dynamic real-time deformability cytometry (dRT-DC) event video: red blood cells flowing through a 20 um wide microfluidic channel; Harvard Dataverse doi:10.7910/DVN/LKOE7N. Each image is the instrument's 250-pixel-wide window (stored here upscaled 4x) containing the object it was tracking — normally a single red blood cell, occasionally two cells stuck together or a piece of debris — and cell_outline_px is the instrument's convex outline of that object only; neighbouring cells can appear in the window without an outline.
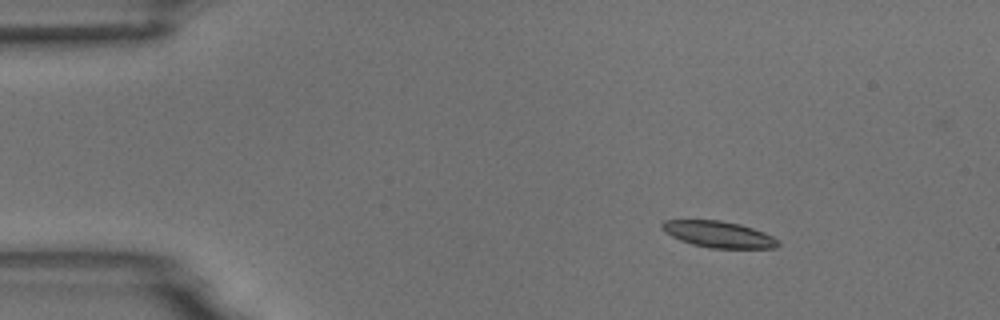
{"species": "common noctule bat (a hibernating species)", "species_latin": "Nyctalus noctula", "temperature_condition": "room temperature", "stored_images_in_passage": 3, "camera_frame_rate_fps": 3000, "um_per_image_px": 0.085, "animal": {"sex": "male", "body_mass_g": 18.8}, "frame": {"image": 1, "passage_image": 1, "time_ms": 0.0, "image_size_px": [1000, 320], "cell_outline_px": [[780, 244], [776, 248], [708, 248], [692, 244], [680, 240], [664, 232], [660, 228], [660, 224], [664, 220], [720, 220], [740, 224], [764, 232], [780, 240]], "centroid_in_image_um": [61.07, 19.92], "position_along_channel_um": 23.9, "area_um2": 17.98}}
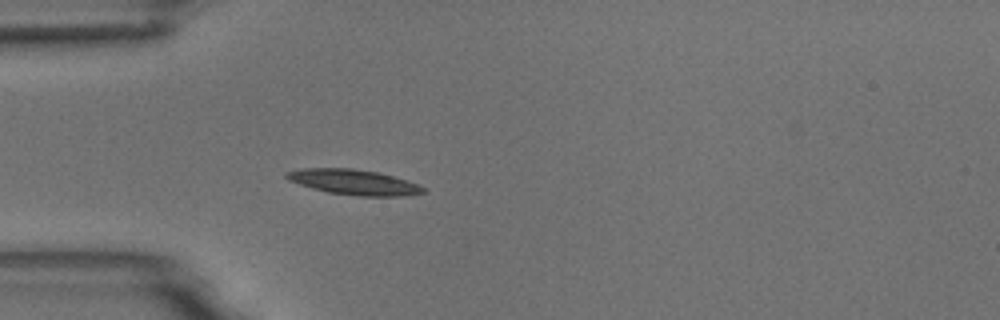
{"frame": {"image": 2, "passage_image": 3, "time_ms": 2.667, "image_size_px": [1000, 320], "cell_outline_px": [[424, 192], [404, 196], [356, 196], [328, 192], [312, 188], [288, 180], [284, 176], [284, 172], [300, 168], [352, 168], [376, 172], [408, 180], [424, 188]], "centroid_in_image_um": [30.01, 15.47], "position_along_channel_um": 55.0, "area_um2": 20.06}}